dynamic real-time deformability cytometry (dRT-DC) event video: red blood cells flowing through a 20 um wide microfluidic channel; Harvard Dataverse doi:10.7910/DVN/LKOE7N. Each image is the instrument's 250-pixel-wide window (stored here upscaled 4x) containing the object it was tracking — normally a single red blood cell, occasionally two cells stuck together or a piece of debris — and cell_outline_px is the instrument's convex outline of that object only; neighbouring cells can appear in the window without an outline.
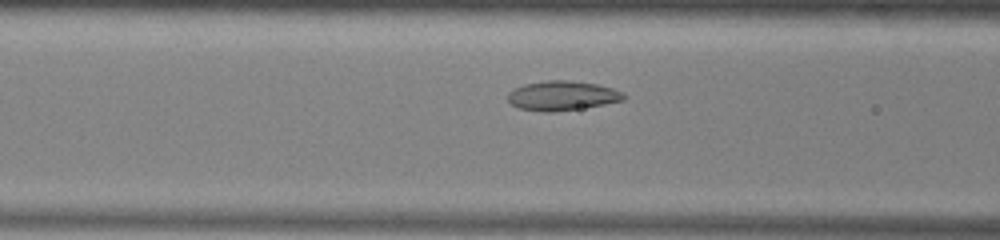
{"species": "common noctule bat (a hibernating species)", "species_latin": "Nyctalus noctula", "temperature_condition": "warm", "stored_images_in_passage": 31, "camera_frame_rate_fps": 3000, "um_per_image_px": 0.085, "animal": {"sex": "male", "body_mass_g": 13.0, "forearm_length_mm": 53.1}, "frame": {"image": 1, "passage_image": 10, "time_ms": 3.0, "image_size_px": [1000, 240], "cell_outline_px": [[628, 96], [624, 100], [604, 104], [580, 108], [552, 112], [544, 112], [520, 108], [512, 104], [508, 100], [508, 92], [512, 88], [524, 84], [548, 80], [568, 80], [596, 84], [612, 88], [624, 92]], "centroid_in_image_um": [47.79, 8.12], "position_along_channel_um": 118.8, "area_um2": 19.94}}
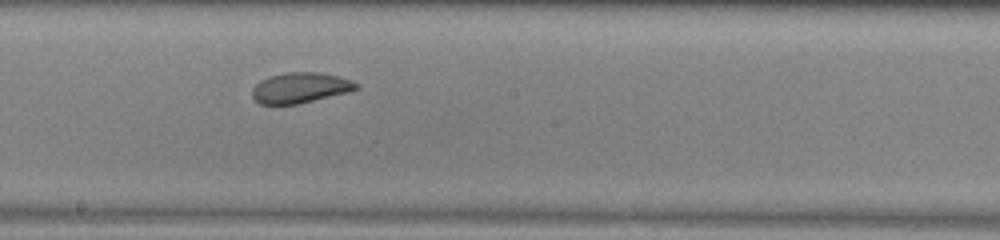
{"frame": {"image": 2, "passage_image": 18, "time_ms": 5.667, "image_size_px": [1000, 240], "cell_outline_px": [[360, 88], [348, 92], [296, 104], [260, 104], [252, 96], [252, 88], [260, 80], [268, 76], [288, 72], [320, 72], [352, 80], [360, 84]], "centroid_in_image_um": [25.52, 7.45], "position_along_channel_um": 222.7, "area_um2": 18.44}}
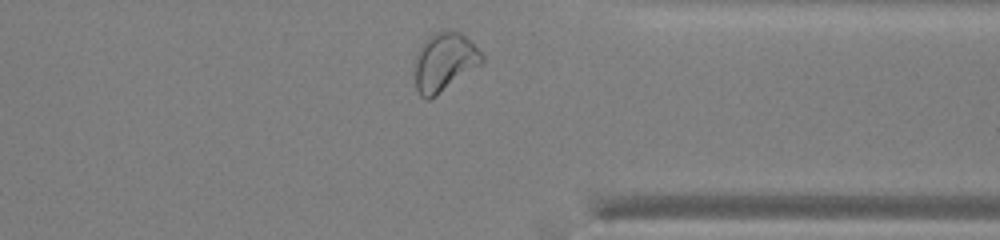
{"frame": {"image": 3, "passage_image": 30, "time_ms": 9.667, "image_size_px": [1000, 240], "cell_outline_px": [[484, 64], [436, 96], [428, 100], [420, 96], [416, 88], [416, 56], [424, 40], [428, 36], [436, 32], [448, 28], [460, 32], [484, 56]], "centroid_in_image_um": [37.8, 5.27], "position_along_channel_um": 373.6, "area_um2": 23.06}, "authors_computed_cell_mechanics": {"area_um2": 19.4208, "velocity_mm_per_s": 3.9086, "shape_relaxation_time_tau1_ms": 4.4264, "shape_relaxation_time_tau2_ms": 1.6063, "deformation_change_tau1": 0.107, "deformation_change_tau2": 0.0559}}